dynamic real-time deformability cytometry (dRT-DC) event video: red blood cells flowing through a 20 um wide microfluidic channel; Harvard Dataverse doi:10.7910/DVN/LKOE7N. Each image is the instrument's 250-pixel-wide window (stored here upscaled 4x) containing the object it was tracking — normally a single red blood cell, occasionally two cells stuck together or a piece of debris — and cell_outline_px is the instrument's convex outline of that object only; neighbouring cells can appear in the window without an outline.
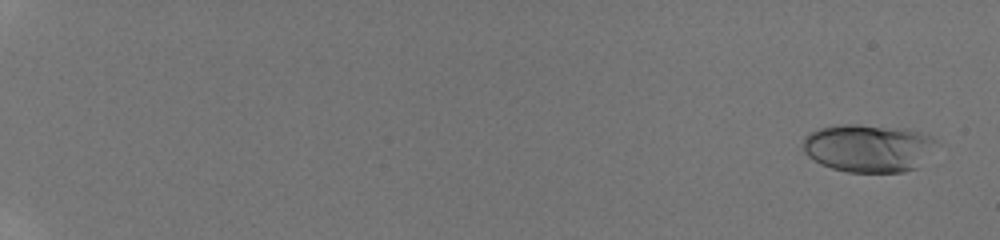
{"species": "human", "species_latin": "Homo sapiens", "temperature_condition": "room temperature", "stored_images_in_passage": 8, "camera_frame_rate_fps": 3000, "um_per_image_px": 0.085, "donor": {"sex": "male"}, "frame": {"image": 1, "passage_image": 1, "time_ms": 0.0, "image_size_px": [1000, 240], "cell_outline_px": [[936, 140], [916, 168], [904, 172], [848, 172], [832, 168], [820, 164], [808, 156], [800, 148], [804, 136], [808, 132], [816, 128], [840, 124], [856, 124], [904, 128], [920, 132], [932, 136]], "centroid_in_image_um": [73.69, 12.56], "position_along_channel_um": 11.3, "area_um2": 37.28}}
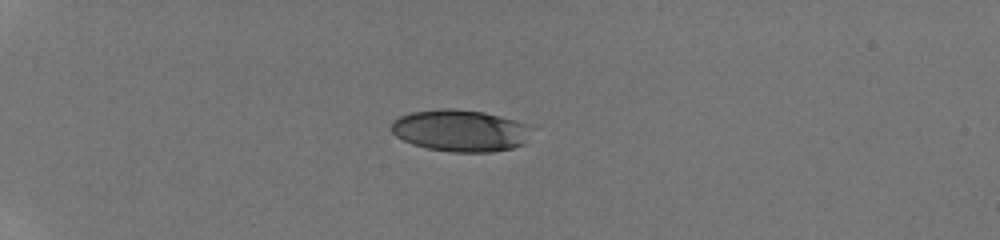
{"frame": {"image": 2, "passage_image": 6, "time_ms": 5.0, "image_size_px": [1000, 240], "cell_outline_px": [[528, 124], [524, 144], [512, 148], [492, 152], [452, 152], [428, 148], [412, 144], [396, 136], [392, 132], [392, 120], [400, 116], [412, 112], [440, 108], [452, 108], [484, 112], [516, 120]], "centroid_in_image_um": [39.08, 11.09], "position_along_channel_um": 45.9, "area_um2": 33.93}}
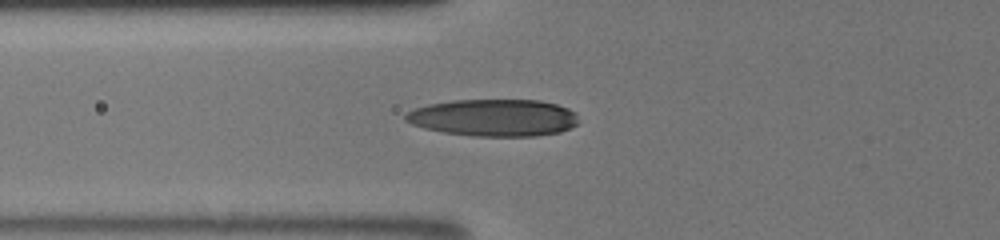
{"frame": {"image": 3, "passage_image": 8, "time_ms": 7.333, "image_size_px": [1000, 240], "cell_outline_px": [[580, 124], [560, 132], [536, 136], [476, 136], [444, 132], [424, 128], [412, 124], [404, 120], [404, 112], [428, 104], [452, 100], [540, 100], [556, 104], [568, 108], [576, 112]], "centroid_in_image_um": [41.99, 10.0], "position_along_channel_um": 83.8, "area_um2": 37.69}}